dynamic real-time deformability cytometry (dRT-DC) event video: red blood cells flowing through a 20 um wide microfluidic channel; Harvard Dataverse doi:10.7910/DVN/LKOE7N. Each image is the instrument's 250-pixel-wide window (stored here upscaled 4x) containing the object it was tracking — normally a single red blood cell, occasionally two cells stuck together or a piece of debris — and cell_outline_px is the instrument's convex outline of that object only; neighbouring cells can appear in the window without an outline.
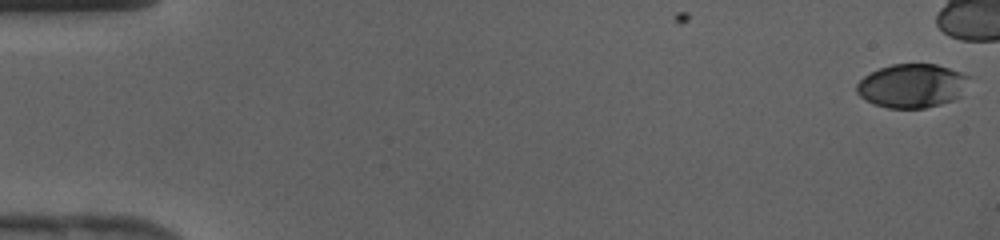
{"species": "human", "species_latin": "Homo sapiens", "temperature_condition": "cold", "stored_images_in_passage": 36, "camera_frame_rate_fps": 3000, "um_per_image_px": 0.085, "donor": {"sex": "female"}, "frame": {"image": 1, "passage_image": 1, "time_ms": 0.0, "image_size_px": [1000, 240], "cell_outline_px": [[972, 76], [960, 96], [952, 100], [940, 104], [924, 108], [888, 108], [872, 104], [860, 96], [856, 92], [856, 84], [864, 76], [880, 68], [892, 64], [936, 64]], "centroid_in_image_um": [77.52, 7.29], "position_along_channel_um": 7.5, "area_um2": 28.73}}
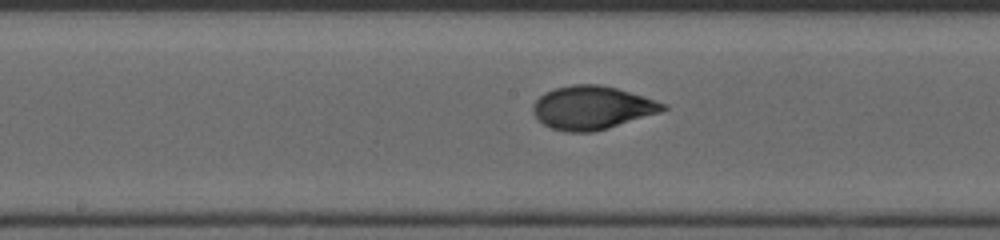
{"frame": {"image": 2, "passage_image": 23, "time_ms": 7.333, "image_size_px": [1000, 240], "cell_outline_px": [[668, 108], [660, 112], [608, 128], [592, 132], [564, 132], [552, 128], [544, 124], [532, 112], [532, 104], [544, 92], [556, 88], [572, 84], [600, 84], [616, 88], [644, 96], [668, 104]], "centroid_in_image_um": [50.32, 9.15], "position_along_channel_um": 197.9, "area_um2": 32.83}}
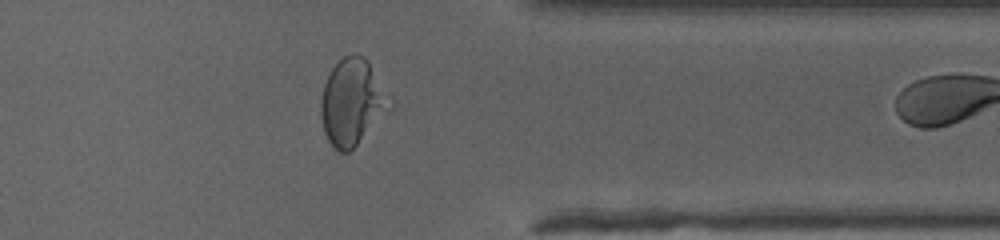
{"frame": {"image": 3, "passage_image": 35, "time_ms": 11.333, "image_size_px": [1000, 240], "cell_outline_px": [[396, 104], [348, 152], [340, 152], [332, 148], [324, 132], [320, 112], [320, 100], [324, 84], [332, 68], [344, 56], [352, 52], [364, 56], [368, 60]], "centroid_in_image_um": [29.96, 8.66], "position_along_channel_um": 381.4, "area_um2": 34.97}}